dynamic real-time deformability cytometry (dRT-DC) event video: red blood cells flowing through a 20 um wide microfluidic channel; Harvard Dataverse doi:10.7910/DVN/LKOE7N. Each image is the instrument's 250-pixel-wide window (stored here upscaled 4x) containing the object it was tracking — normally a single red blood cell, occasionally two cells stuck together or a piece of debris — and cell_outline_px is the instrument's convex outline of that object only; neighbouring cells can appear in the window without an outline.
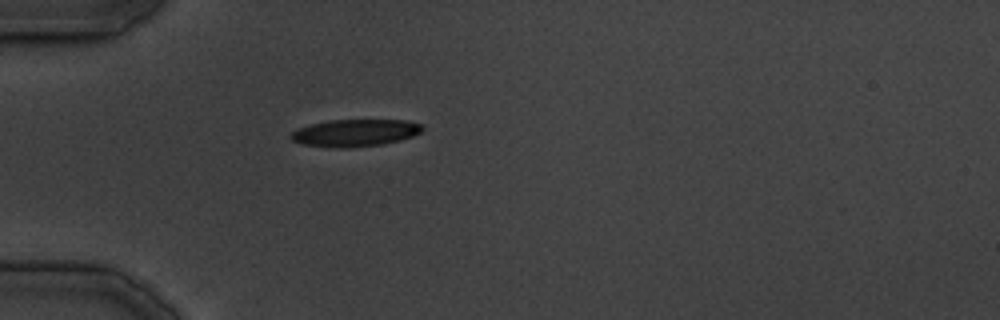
{"species": "common noctule bat (a hibernating species)", "species_latin": "Nyctalus noctula", "temperature_condition": "cold", "stored_images_in_passage": 29, "camera_frame_rate_fps": 3000, "um_per_image_px": 0.085, "animal": {"sex": "male", "body_mass_g": 19.5, "forearm_length_mm": 54.6}, "frame": {"image": 1, "passage_image": 1, "time_ms": 0.0, "image_size_px": [1000, 320], "cell_outline_px": [[424, 128], [420, 132], [412, 136], [400, 140], [380, 144], [352, 148], [332, 148], [304, 144], [292, 140], [288, 136], [296, 128], [328, 120], [408, 120], [424, 124]], "centroid_in_image_um": [30.18, 11.29], "position_along_channel_um": 54.8, "area_um2": 20.98}}
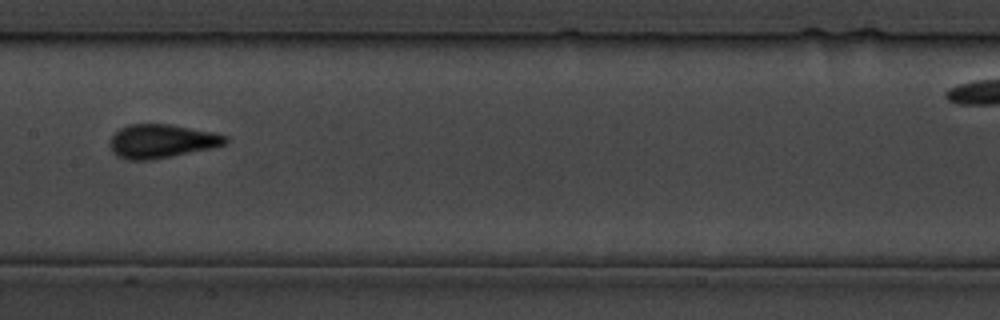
{"frame": {"image": 2, "passage_image": 10, "time_ms": 10.333, "image_size_px": [1000, 320], "cell_outline_px": [[228, 140], [224, 144], [212, 148], [152, 160], [128, 160], [116, 156], [112, 152], [108, 144], [108, 140], [120, 128], [128, 124], [168, 124], [212, 132], [228, 136]], "centroid_in_image_um": [13.68, 12.01], "position_along_channel_um": 193.7, "area_um2": 22.77}}
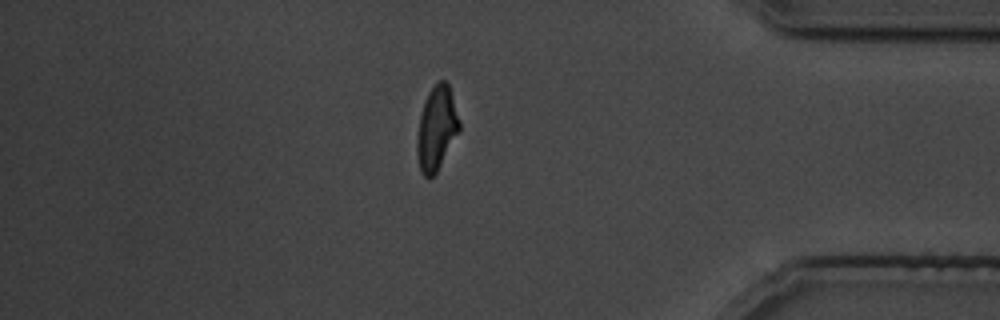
{"frame": {"image": 3, "passage_image": 24, "time_ms": 26.333, "image_size_px": [1000, 320], "cell_outline_px": [[460, 132], [436, 172], [428, 180], [420, 172], [416, 156], [416, 140], [420, 116], [428, 92], [440, 80], [444, 80], [448, 84], [460, 120]], "centroid_in_image_um": [37.1, 10.96], "position_along_channel_um": 398.1, "area_um2": 20.75}}